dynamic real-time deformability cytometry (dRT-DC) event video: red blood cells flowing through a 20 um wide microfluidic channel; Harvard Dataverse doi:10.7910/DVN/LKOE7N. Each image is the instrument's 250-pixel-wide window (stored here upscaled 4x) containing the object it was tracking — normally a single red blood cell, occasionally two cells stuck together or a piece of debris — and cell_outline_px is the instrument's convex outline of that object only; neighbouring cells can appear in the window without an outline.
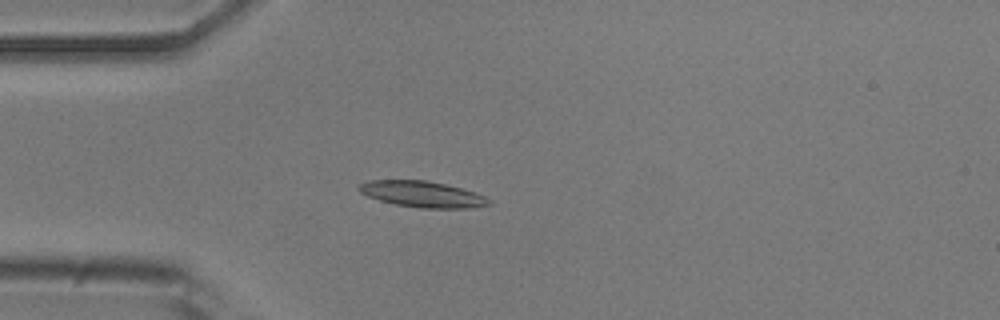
{"species": "common noctule bat (a hibernating species)", "species_latin": "Nyctalus noctula", "temperature_condition": "room temperature", "stored_images_in_passage": 4, "camera_frame_rate_fps": 3000, "um_per_image_px": 0.085, "animal": {"sex": "male", "body_mass_g": 20.5, "forearm_length_mm": 52.5}, "frame": {"image": 1, "passage_image": 4, "time_ms": 1.0, "image_size_px": [1000, 320], "cell_outline_px": [[492, 204], [468, 208], [420, 208], [396, 204], [380, 200], [368, 196], [360, 192], [356, 188], [356, 184], [368, 180], [424, 180], [444, 184], [476, 192], [492, 200]], "centroid_in_image_um": [35.88, 16.5], "position_along_channel_um": 49.1, "area_um2": 19.77}}